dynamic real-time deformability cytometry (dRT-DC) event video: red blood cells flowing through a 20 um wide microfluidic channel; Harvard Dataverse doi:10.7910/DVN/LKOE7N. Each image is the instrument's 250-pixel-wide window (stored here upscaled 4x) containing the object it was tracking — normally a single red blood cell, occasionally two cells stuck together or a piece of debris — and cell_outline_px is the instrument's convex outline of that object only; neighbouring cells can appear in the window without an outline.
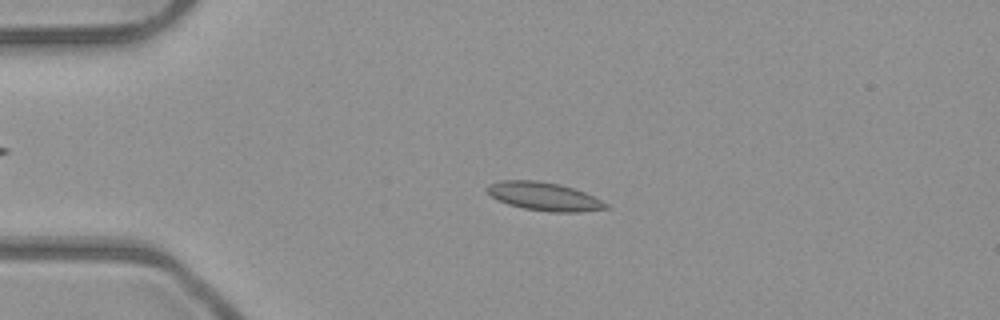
{"species": "common noctule bat (a hibernating species)", "species_latin": "Nyctalus noctula", "temperature_condition": "room temperature", "stored_images_in_passage": 52, "camera_frame_rate_fps": 3000, "um_per_image_px": 0.085, "animal": {"sex": "male", "body_mass_g": 23.1, "forearm_length_mm": 52.7}, "frame": {"image": 1, "passage_image": 12, "time_ms": 3.667, "image_size_px": [1000, 320], "cell_outline_px": [[612, 208], [580, 212], [552, 212], [524, 208], [508, 204], [496, 200], [484, 188], [488, 184], [500, 180], [536, 180], [560, 184], [584, 192], [608, 204]], "centroid_in_image_um": [46.23, 16.69], "position_along_channel_um": 38.8, "area_um2": 19.65}}
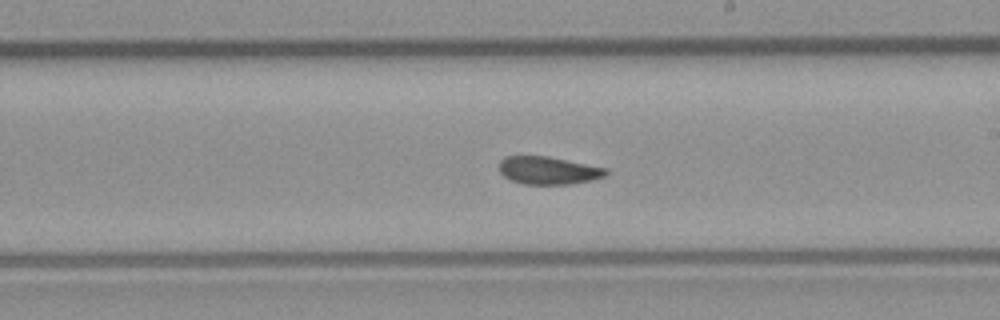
{"frame": {"image": 2, "passage_image": 30, "time_ms": 9.667, "image_size_px": [1000, 320], "cell_outline_px": [[608, 172], [604, 176], [592, 180], [572, 184], [524, 184], [512, 180], [504, 176], [500, 172], [500, 160], [504, 156], [548, 156], [608, 168]], "centroid_in_image_um": [46.62, 14.48], "position_along_channel_um": 242.4, "area_um2": 17.28}}
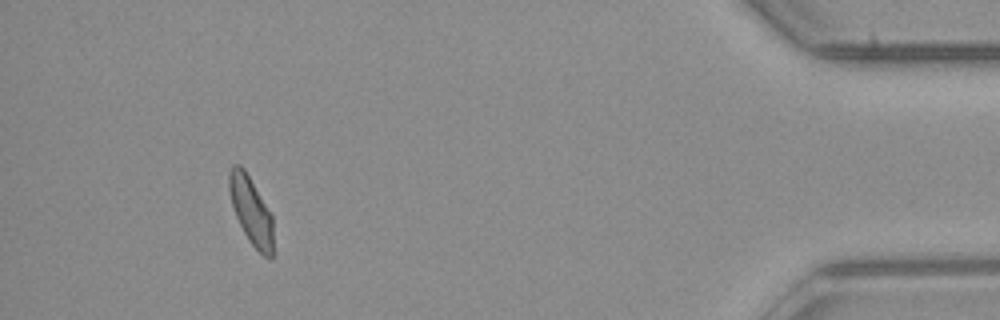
{"frame": {"image": 3, "passage_image": 48, "time_ms": 15.667, "image_size_px": [1000, 320], "cell_outline_px": [[272, 256], [268, 260], [248, 240], [236, 216], [232, 204], [228, 188], [228, 172], [232, 164], [240, 164], [244, 168], [272, 216]], "centroid_in_image_um": [21.31, 17.87], "position_along_channel_um": 413.9, "area_um2": 17.11}, "authors_computed_cell_mechanics": {"area_um2": 18.0625, "velocity_mm_per_s": 3.9549, "shape_relaxation_time_tau1_ms": null, "shape_relaxation_time_tau2_ms": 3.6182, "deformation_change_tau1": null, "deformation_change_tau2": 0.0721}}